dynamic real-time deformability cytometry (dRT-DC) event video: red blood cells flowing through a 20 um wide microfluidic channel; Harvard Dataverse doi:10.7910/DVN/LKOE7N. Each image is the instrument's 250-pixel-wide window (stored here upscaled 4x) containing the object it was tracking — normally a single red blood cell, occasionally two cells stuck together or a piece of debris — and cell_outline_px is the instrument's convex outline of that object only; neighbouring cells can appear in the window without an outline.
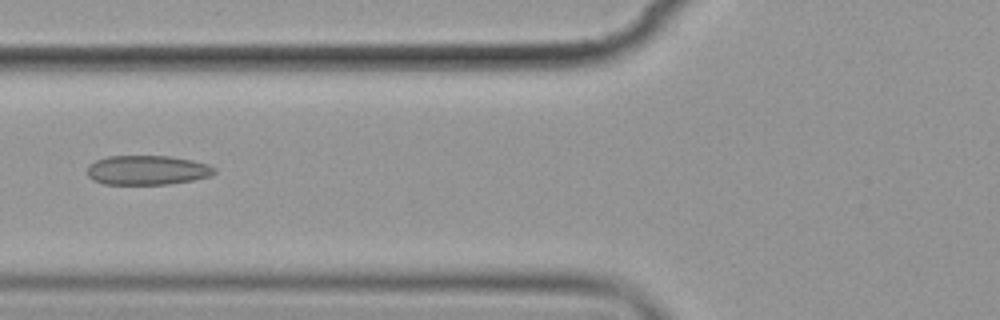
{"species": "common noctule bat (a hibernating species)", "species_latin": "Nyctalus noctula", "temperature_condition": "cold", "stored_images_in_passage": 11, "camera_frame_rate_fps": 3000, "um_per_image_px": 0.085, "animal": {"sex": "female", "body_mass_g": 19.9}, "frame": {"image": 1, "passage_image": 2, "time_ms": 1.333, "image_size_px": [1000, 320], "cell_outline_px": [[216, 172], [212, 176], [192, 180], [168, 184], [104, 184], [92, 180], [88, 176], [88, 164], [96, 160], [108, 156], [168, 156], [192, 160], [208, 164], [216, 168]], "centroid_in_image_um": [12.52, 14.46], "position_along_channel_um": 113.3, "area_um2": 21.91}}
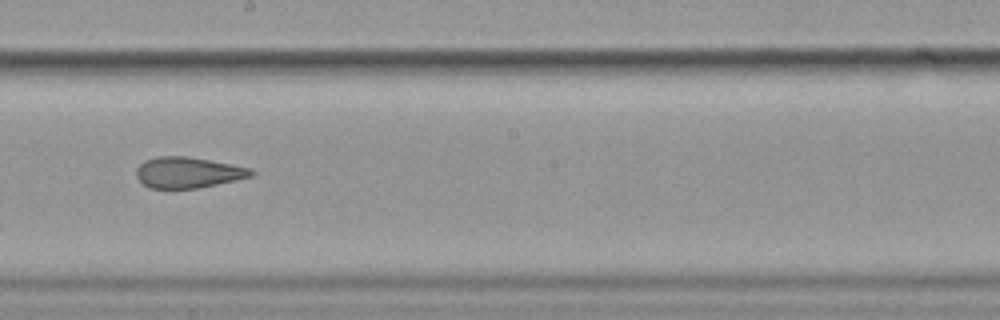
{"frame": {"image": 2, "passage_image": 5, "time_ms": 4.667, "image_size_px": [1000, 320], "cell_outline_px": [[256, 172], [252, 176], [236, 180], [200, 188], [148, 188], [136, 176], [136, 168], [144, 160], [160, 156], [184, 156], [208, 160], [248, 168]], "centroid_in_image_um": [15.95, 14.67], "position_along_channel_um": 232.3, "area_um2": 20.46}}
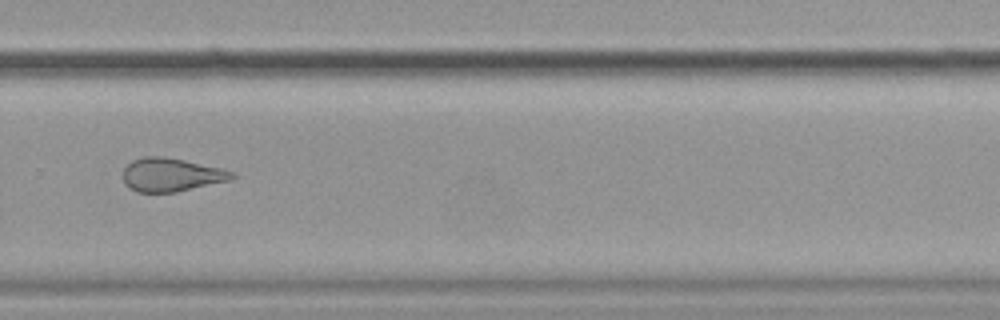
{"frame": {"image": 3, "passage_image": 7, "time_ms": 7.0, "image_size_px": [1000, 320], "cell_outline_px": [[236, 176], [228, 180], [176, 192], [136, 192], [128, 188], [124, 184], [124, 168], [132, 160], [144, 156], [164, 156], [224, 168], [236, 172]], "centroid_in_image_um": [14.55, 14.85], "position_along_channel_um": 315.2, "area_um2": 21.33}, "authors_computed_cell_mechanics": {"area_um2": 21.9062, "velocity_mm_per_s": 3.578, "shape_relaxation_time_tau1_ms": null, "shape_relaxation_time_tau2_ms": 2.4297, "deformation_change_tau1": null, "deformation_change_tau2": 0.0774}}